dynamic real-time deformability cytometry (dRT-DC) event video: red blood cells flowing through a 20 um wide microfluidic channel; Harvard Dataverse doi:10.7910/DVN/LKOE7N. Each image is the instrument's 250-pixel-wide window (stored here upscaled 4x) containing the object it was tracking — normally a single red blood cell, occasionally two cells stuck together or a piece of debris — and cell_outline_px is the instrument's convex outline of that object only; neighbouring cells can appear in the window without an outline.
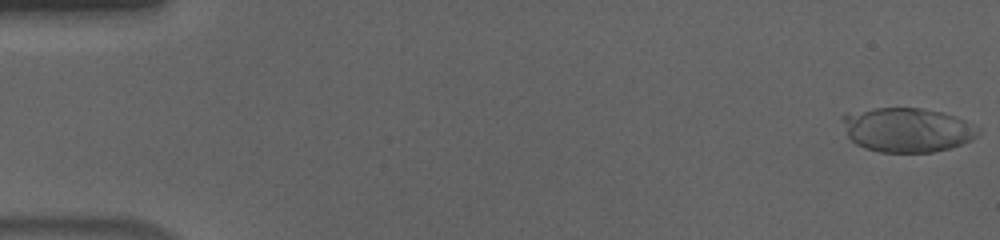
{"species": "human", "species_latin": "Homo sapiens", "temperature_condition": "cold", "stored_images_in_passage": 56, "camera_frame_rate_fps": 3000, "um_per_image_px": 0.085, "donor": {"sex": "male"}, "frame": {"image": 1, "passage_image": 1, "time_ms": 0.0, "image_size_px": [1000, 240], "cell_outline_px": [[980, 132], [972, 140], [948, 148], [932, 152], [880, 152], [864, 148], [856, 144], [848, 136], [840, 116], [844, 112], [876, 108], [920, 108], [940, 112], [956, 116], [980, 128]], "centroid_in_image_um": [77.07, 11.03], "position_along_channel_um": 7.9, "area_um2": 35.14}}
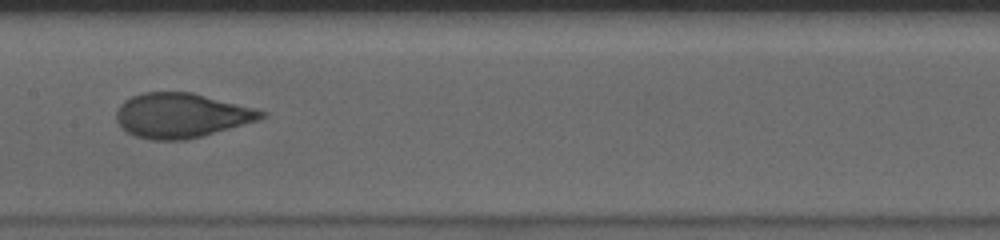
{"frame": {"image": 2, "passage_image": 29, "time_ms": 9.333, "image_size_px": [1000, 240], "cell_outline_px": [[268, 116], [260, 120], [200, 136], [184, 140], [148, 140], [136, 136], [128, 132], [116, 120], [116, 112], [120, 104], [124, 100], [132, 96], [144, 92], [192, 92], [256, 108], [268, 112]], "centroid_in_image_um": [15.44, 9.8], "position_along_channel_um": 192.0, "area_um2": 37.74}}
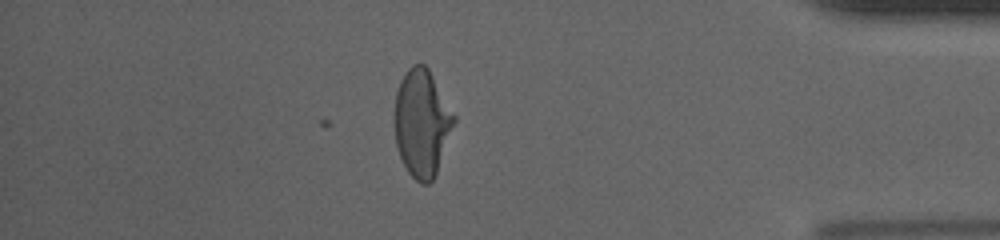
{"frame": {"image": 3, "passage_image": 49, "time_ms": 16.0, "image_size_px": [1000, 240], "cell_outline_px": [[456, 120], [436, 172], [432, 180], [428, 184], [420, 184], [408, 172], [400, 156], [396, 144], [396, 92], [400, 80], [408, 68], [412, 64], [424, 64], [428, 68], [456, 116]], "centroid_in_image_um": [35.87, 10.44], "position_along_channel_um": 399.3, "area_um2": 36.59}, "authors_computed_cell_mechanics": {"area_um2": 37.2521, "velocity_mm_per_s": 3.63, "shape_relaxation_time_tau1_ms": 5.7983, "shape_relaxation_time_tau2_ms": null, "deformation_change_tau1": 0.2065, "deformation_change_tau2": null}}